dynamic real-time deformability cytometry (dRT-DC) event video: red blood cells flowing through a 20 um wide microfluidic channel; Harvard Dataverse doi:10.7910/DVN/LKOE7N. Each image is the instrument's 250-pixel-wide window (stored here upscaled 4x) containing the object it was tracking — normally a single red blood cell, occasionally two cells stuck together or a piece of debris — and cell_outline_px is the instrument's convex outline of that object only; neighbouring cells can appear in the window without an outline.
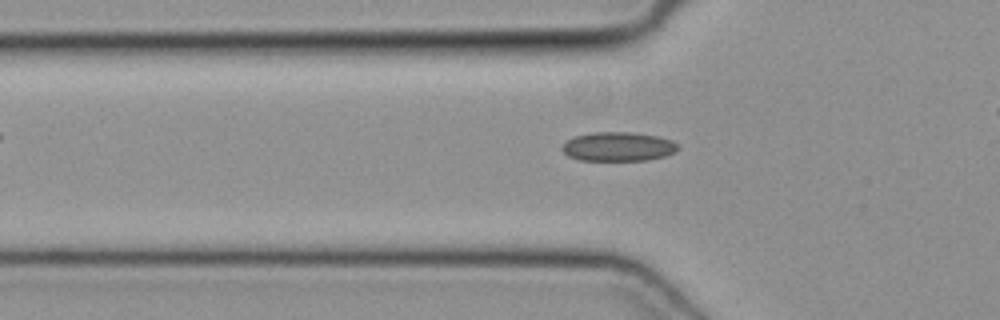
{"species": "common noctule bat (a hibernating species)", "species_latin": "Nyctalus noctula", "temperature_condition": "cold", "stored_images_in_passage": 29, "camera_frame_rate_fps": 3000, "um_per_image_px": 0.085, "animal": {"sex": "female", "body_mass_g": 19.3, "forearm_length_mm": 54.1}, "frame": {"image": 1, "passage_image": 6, "time_ms": 1.667, "image_size_px": [1000, 320], "cell_outline_px": [[680, 148], [676, 152], [664, 156], [648, 160], [580, 160], [568, 156], [560, 148], [572, 136], [592, 132], [632, 132], [656, 136], [672, 140], [680, 144]], "centroid_in_image_um": [52.57, 12.45], "position_along_channel_um": 73.2, "area_um2": 19.83}}
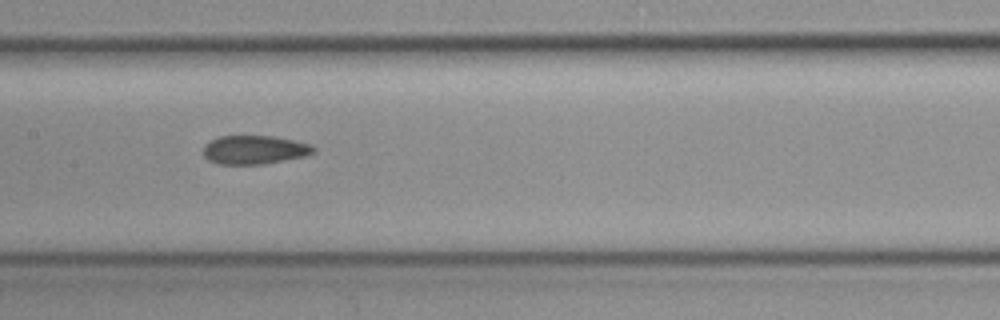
{"frame": {"image": 2, "passage_image": 14, "time_ms": 4.333, "image_size_px": [1000, 320], "cell_outline_px": [[316, 152], [304, 156], [264, 164], [216, 164], [208, 160], [204, 156], [204, 144], [220, 136], [272, 136], [296, 140], [312, 144], [316, 148]], "centroid_in_image_um": [21.66, 12.73], "position_along_channel_um": 185.7, "area_um2": 18.55}}
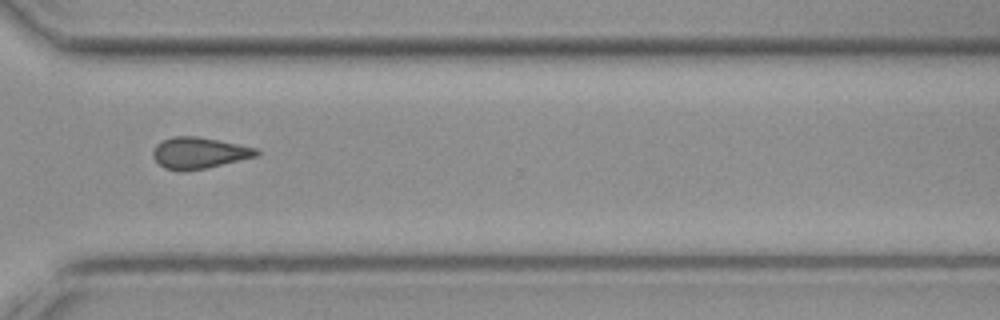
{"frame": {"image": 3, "passage_image": 26, "time_ms": 8.333, "image_size_px": [1000, 320], "cell_outline_px": [[260, 152], [256, 156], [208, 168], [180, 172], [164, 168], [152, 156], [152, 152], [156, 144], [172, 136], [196, 136], [260, 148]], "centroid_in_image_um": [16.92, 13.01], "position_along_channel_um": 353.7, "area_um2": 19.02}}